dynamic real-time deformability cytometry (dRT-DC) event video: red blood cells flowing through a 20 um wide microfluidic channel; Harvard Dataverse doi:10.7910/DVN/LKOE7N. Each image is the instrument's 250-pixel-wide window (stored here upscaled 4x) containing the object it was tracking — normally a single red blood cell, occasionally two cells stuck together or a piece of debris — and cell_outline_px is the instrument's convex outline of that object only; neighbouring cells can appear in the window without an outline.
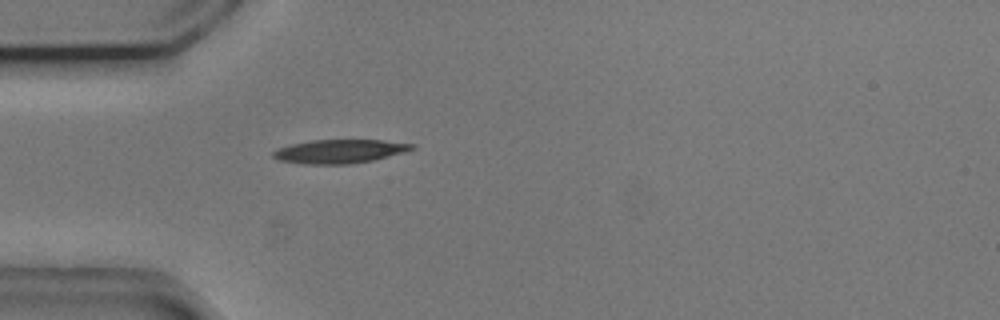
{"species": "common noctule bat (a hibernating species)", "species_latin": "Nyctalus noctula", "temperature_condition": "cold", "stored_images_in_passage": 40, "camera_frame_rate_fps": 3000, "um_per_image_px": 0.085, "animal": {"sex": "male", "body_mass_g": 20.5, "forearm_length_mm": 52.5}, "frame": {"image": 1, "passage_image": 1, "time_ms": 0.0, "image_size_px": [1000, 320], "cell_outline_px": [[416, 148], [404, 152], [372, 160], [352, 164], [300, 164], [276, 160], [272, 156], [272, 152], [276, 148], [292, 144], [312, 140], [380, 140], [416, 144]], "centroid_in_image_um": [28.82, 12.87], "position_along_channel_um": 56.2, "area_um2": 19.31}}
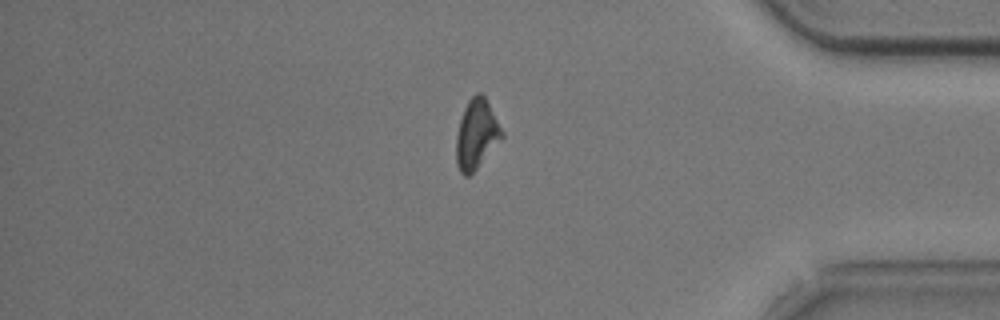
{"frame": {"image": 2, "passage_image": 31, "time_ms": 10.0, "image_size_px": [1000, 320], "cell_outline_px": [[504, 136], [476, 168], [468, 176], [464, 176], [460, 172], [456, 164], [456, 136], [460, 120], [464, 108], [468, 100], [476, 92], [480, 92], [484, 96], [504, 132]], "centroid_in_image_um": [40.49, 11.4], "position_along_channel_um": 394.7, "area_um2": 18.26}}
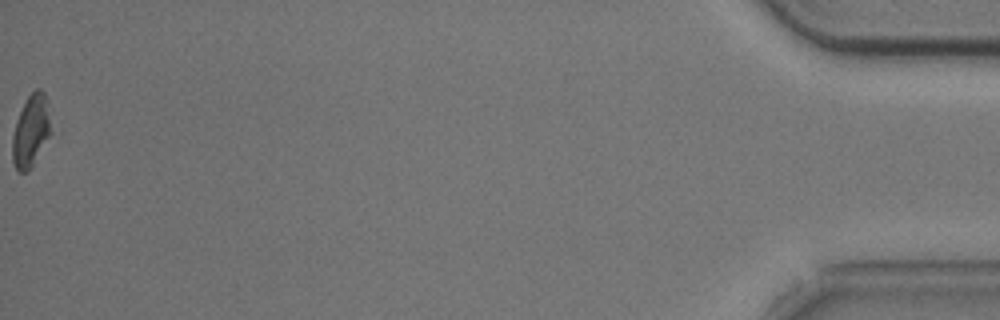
{"frame": {"image": 3, "passage_image": 40, "time_ms": 13.0, "image_size_px": [1000, 320], "cell_outline_px": [[48, 136], [28, 172], [16, 172], [12, 160], [12, 136], [16, 120], [28, 96], [36, 88], [40, 88], [44, 92], [48, 120]], "centroid_in_image_um": [2.54, 11.17], "position_along_channel_um": 432.7, "area_um2": 15.37}, "authors_computed_cell_mechanics": {"area_um2": 18.6116, "velocity_mm_per_s": 3.702, "shape_relaxation_time_tau1_ms": 2.9162, "shape_relaxation_time_tau2_ms": 8.093, "deformation_change_tau1": 0.1122, "deformation_change_tau2": 0.1684}}